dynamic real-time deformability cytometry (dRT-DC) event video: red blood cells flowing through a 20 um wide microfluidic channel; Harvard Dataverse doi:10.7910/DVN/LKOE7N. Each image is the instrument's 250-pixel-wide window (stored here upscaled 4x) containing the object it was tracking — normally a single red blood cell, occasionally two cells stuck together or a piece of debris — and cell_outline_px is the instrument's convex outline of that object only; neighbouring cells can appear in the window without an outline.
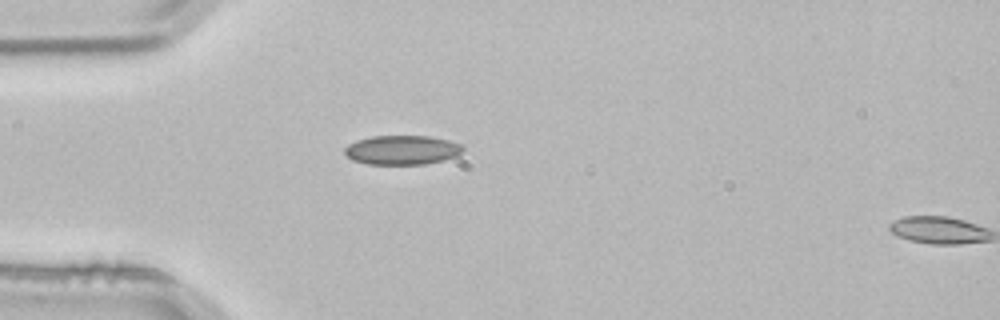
{"species": "common noctule bat (a hibernating species)", "species_latin": "Nyctalus noctula", "temperature_condition": "room temperature", "stored_images_in_passage": 4, "segment_of_instrument_passage": [1, 2], "camera_frame_rate_fps": 3000, "um_per_image_px": 0.085, "animal": {"sex": "male", "body_mass_g": 21.5, "forearm_length_mm": 52.0}, "frame": {"image": 1, "passage_image": 3, "time_ms": 0.667, "image_size_px": [1000, 320], "cell_outline_px": [[464, 148], [456, 156], [444, 160], [424, 164], [368, 164], [352, 160], [344, 152], [344, 148], [348, 144], [356, 140], [372, 136], [428, 136], [448, 140], [460, 144]], "centroid_in_image_um": [34.15, 12.75], "position_along_channel_um": 50.9, "area_um2": 20.11}}